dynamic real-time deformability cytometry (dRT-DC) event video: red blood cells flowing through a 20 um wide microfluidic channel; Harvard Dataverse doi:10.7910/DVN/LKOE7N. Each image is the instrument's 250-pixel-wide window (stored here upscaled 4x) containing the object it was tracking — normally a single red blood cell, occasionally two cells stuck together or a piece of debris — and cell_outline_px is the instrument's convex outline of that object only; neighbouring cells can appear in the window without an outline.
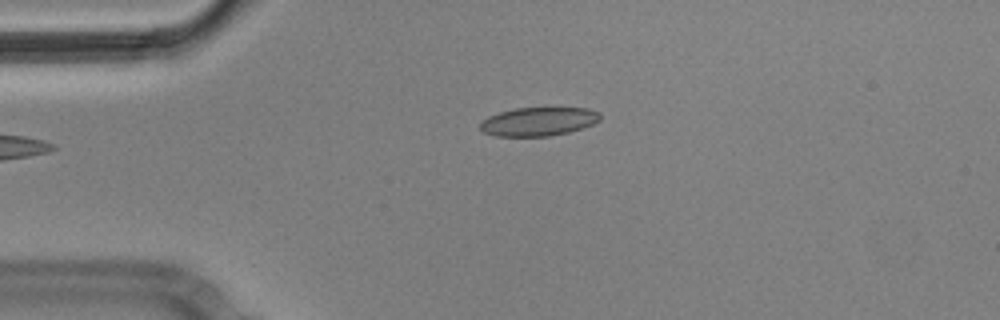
{"species": "Egyptian fruit bat (a non-hibernating species)", "species_latin": "Rousettus aegyptiacus", "temperature_condition": "cold", "stored_images_in_passage": 4, "camera_frame_rate_fps": 3000, "um_per_image_px": 0.085, "animal": {"sex": "male"}, "frame": {"image": 1, "passage_image": 4, "time_ms": 1.0, "image_size_px": [1000, 320], "cell_outline_px": [[600, 120], [592, 124], [568, 132], [548, 136], [496, 136], [484, 132], [480, 128], [480, 124], [488, 116], [500, 112], [516, 108], [588, 108], [600, 112]], "centroid_in_image_um": [45.78, 10.32], "position_along_channel_um": 39.2, "area_um2": 19.83}}